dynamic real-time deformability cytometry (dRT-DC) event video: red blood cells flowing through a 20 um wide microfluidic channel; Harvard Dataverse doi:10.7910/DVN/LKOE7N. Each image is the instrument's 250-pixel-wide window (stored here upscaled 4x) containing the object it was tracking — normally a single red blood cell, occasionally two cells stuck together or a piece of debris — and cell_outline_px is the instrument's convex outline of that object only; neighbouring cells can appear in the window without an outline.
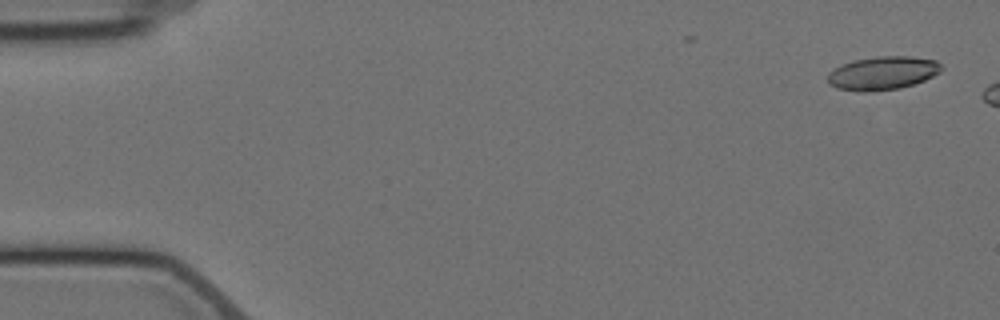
{"species": "Egyptian fruit bat (a non-hibernating species)", "species_latin": "Rousettus aegyptiacus", "temperature_condition": "cold", "stored_images_in_passage": 3, "camera_frame_rate_fps": 3000, "um_per_image_px": 0.085, "animal": {"sex": "female"}, "frame": {"image": 1, "passage_image": 1, "time_ms": 0.0, "image_size_px": [1000, 320], "cell_outline_px": [[944, 68], [940, 72], [924, 80], [900, 88], [864, 92], [836, 88], [828, 84], [828, 72], [844, 64], [856, 60], [876, 56], [908, 56], [936, 60]], "centroid_in_image_um": [75.03, 6.21], "position_along_channel_um": 10.0, "area_um2": 21.96}}